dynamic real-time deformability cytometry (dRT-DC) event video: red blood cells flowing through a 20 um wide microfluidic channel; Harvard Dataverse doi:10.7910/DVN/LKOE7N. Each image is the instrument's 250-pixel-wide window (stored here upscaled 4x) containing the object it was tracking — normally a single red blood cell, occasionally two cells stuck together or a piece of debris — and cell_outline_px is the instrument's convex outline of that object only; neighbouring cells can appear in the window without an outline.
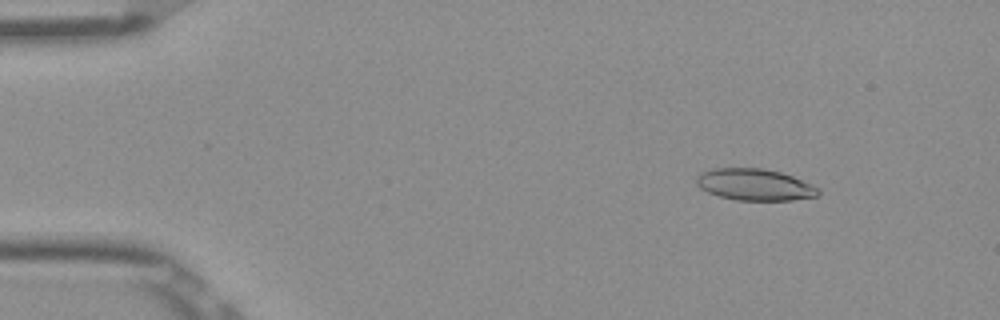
{"species": "Egyptian fruit bat (a non-hibernating species)", "species_latin": "Rousettus aegyptiacus", "temperature_condition": "room temperature", "stored_images_in_passage": 52, "camera_frame_rate_fps": 3000, "um_per_image_px": 0.085, "frame": {"image": 1, "passage_image": 6, "time_ms": 1.667, "image_size_px": [1000, 320], "cell_outline_px": [[820, 192], [816, 196], [792, 200], [736, 200], [720, 196], [708, 192], [700, 188], [696, 184], [696, 176], [700, 172], [712, 168], [764, 168], [780, 172], [792, 176], [820, 188]], "centroid_in_image_um": [64.12, 15.68], "position_along_channel_um": 20.9, "area_um2": 22.48}}
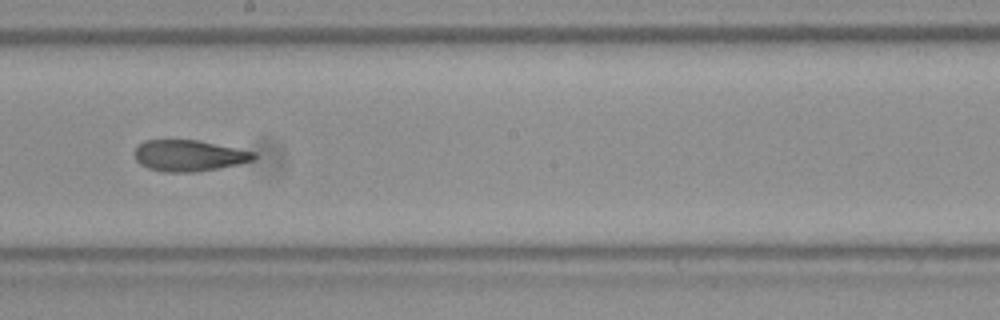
{"frame": {"image": 2, "passage_image": 29, "time_ms": 9.333, "image_size_px": [1000, 320], "cell_outline_px": [[256, 156], [252, 160], [240, 164], [196, 172], [164, 172], [148, 168], [140, 164], [136, 160], [136, 144], [144, 140], [196, 140], [256, 152]], "centroid_in_image_um": [16.04, 13.23], "position_along_channel_um": 232.2, "area_um2": 21.62}}
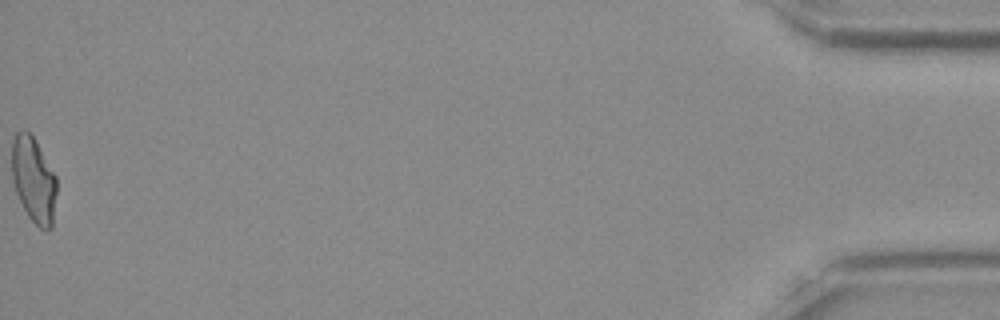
{"frame": {"image": 3, "passage_image": 52, "time_ms": 17.0, "image_size_px": [1000, 320], "cell_outline_px": [[56, 192], [52, 228], [48, 232], [40, 228], [28, 216], [16, 192], [12, 180], [12, 140], [16, 132], [24, 128], [32, 136], [56, 176]], "centroid_in_image_um": [2.85, 15.3], "position_along_channel_um": 432.4, "area_um2": 22.2}, "authors_computed_cell_mechanics": {"area_um2": 22.4553, "velocity_mm_per_s": 3.9129, "shape_relaxation_time_tau1_ms": null, "shape_relaxation_time_tau2_ms": 3.4014, "deformation_change_tau1": null, "deformation_change_tau2": 0.1242}}